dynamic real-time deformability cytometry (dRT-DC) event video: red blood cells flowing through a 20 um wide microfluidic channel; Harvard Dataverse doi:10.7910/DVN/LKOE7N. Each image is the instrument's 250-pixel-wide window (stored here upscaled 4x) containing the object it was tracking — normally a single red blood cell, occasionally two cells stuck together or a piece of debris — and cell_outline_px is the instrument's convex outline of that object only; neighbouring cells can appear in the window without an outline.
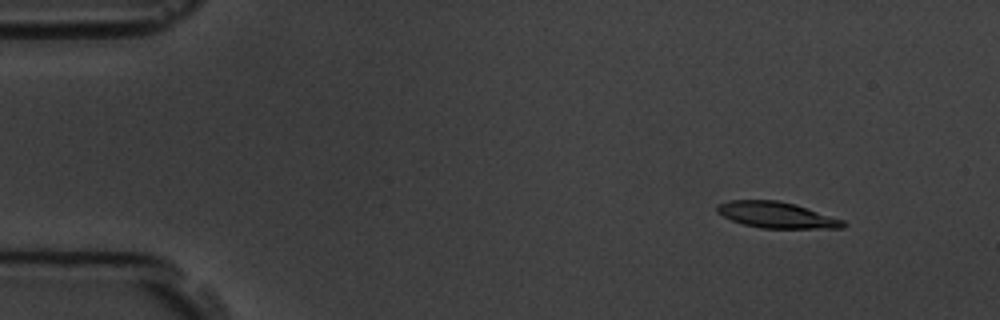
{"species": "common noctule bat (a hibernating species)", "species_latin": "Nyctalus noctula", "temperature_condition": "room temperature", "stored_images_in_passage": 4, "camera_frame_rate_fps": 3000, "um_per_image_px": 0.085, "animal": {"sex": "male", "body_mass_g": 19.5, "forearm_length_mm": 54.6}, "frame": {"image": 1, "passage_image": 2, "time_ms": 1.0, "image_size_px": [1000, 320], "cell_outline_px": [[848, 224], [840, 228], [760, 228], [744, 224], [732, 220], [716, 212], [716, 204], [728, 200], [776, 200], [796, 204], [844, 220]], "centroid_in_image_um": [65.99, 18.26], "position_along_channel_um": 19.0, "area_um2": 19.19}}